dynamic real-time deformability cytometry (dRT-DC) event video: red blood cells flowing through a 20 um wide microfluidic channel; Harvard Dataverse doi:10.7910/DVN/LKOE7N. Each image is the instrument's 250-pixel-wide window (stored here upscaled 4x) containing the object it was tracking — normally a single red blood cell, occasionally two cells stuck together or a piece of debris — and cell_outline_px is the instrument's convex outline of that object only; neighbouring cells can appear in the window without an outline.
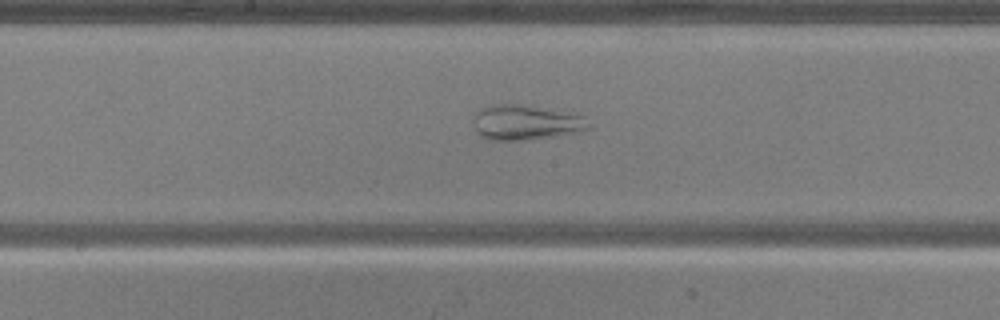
{"species": "common noctule bat (a hibernating species)", "species_latin": "Nyctalus noctula", "temperature_condition": "warm", "stored_images_in_passage": 49, "camera_frame_rate_fps": 3000, "um_per_image_px": 0.085, "animal": {"sex": "male", "body_mass_g": 20.5, "forearm_length_mm": 52.5}, "frame": {"image": 1, "passage_image": 24, "time_ms": 7.667, "image_size_px": [1000, 320], "cell_outline_px": [[592, 128], [580, 132], [560, 136], [528, 140], [488, 140], [480, 136], [476, 132], [472, 120], [472, 116], [480, 108], [488, 104], [524, 104], [576, 112], [584, 116], [592, 124]], "centroid_in_image_um": [44.74, 10.39], "position_along_channel_um": 203.5, "area_um2": 24.74}}
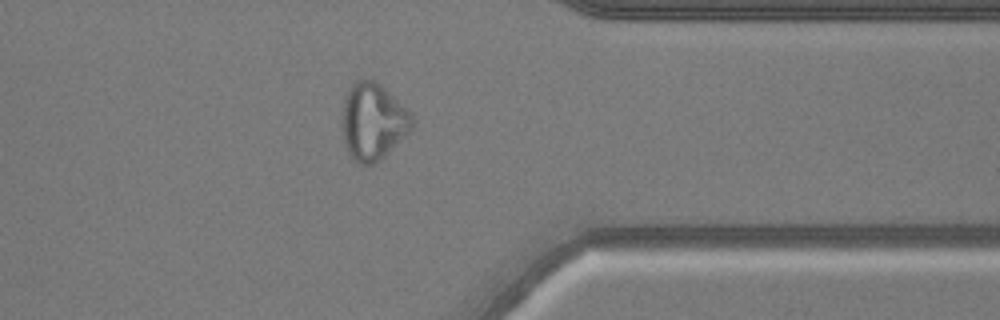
{"frame": {"image": 2, "passage_image": 38, "time_ms": 12.333, "image_size_px": [1000, 320], "cell_outline_px": [[416, 120], [408, 132], [384, 156], [372, 164], [360, 164], [352, 160], [348, 152], [344, 140], [340, 116], [344, 100], [348, 88], [356, 80], [364, 76], [376, 80], [412, 112]], "centroid_in_image_um": [31.68, 10.27], "position_along_channel_um": 379.7, "area_um2": 31.85}}
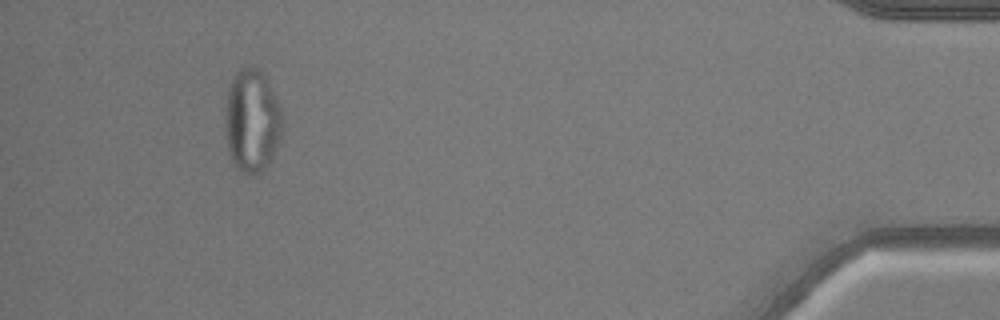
{"frame": {"image": 3, "passage_image": 45, "time_ms": 14.667, "image_size_px": [1000, 320], "cell_outline_px": [[280, 140], [272, 160], [260, 172], [252, 176], [244, 176], [232, 164], [228, 152], [224, 120], [224, 116], [228, 92], [232, 80], [236, 72], [240, 68], [252, 68], [260, 72], [268, 84], [280, 108]], "centroid_in_image_um": [21.37, 10.39], "position_along_channel_um": 413.8, "area_um2": 34.04}}